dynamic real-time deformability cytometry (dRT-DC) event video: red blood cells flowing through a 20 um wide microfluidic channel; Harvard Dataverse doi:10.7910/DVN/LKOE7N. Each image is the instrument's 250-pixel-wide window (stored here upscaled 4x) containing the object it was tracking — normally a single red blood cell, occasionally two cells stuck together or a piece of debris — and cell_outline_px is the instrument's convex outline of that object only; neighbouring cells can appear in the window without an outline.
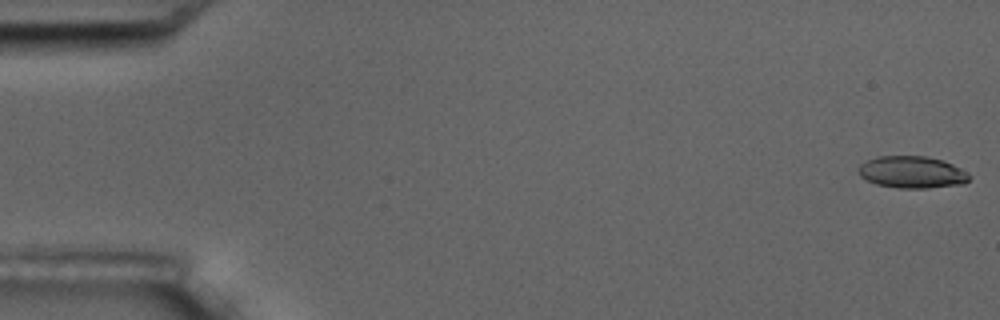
{"species": "common noctule bat (a hibernating species)", "species_latin": "Nyctalus noctula", "temperature_condition": "room temperature", "stored_images_in_passage": 8, "camera_frame_rate_fps": 3000, "um_per_image_px": 0.085, "animal": {"sex": "male", "body_mass_g": 17.5, "forearm_length_mm": 52.3}, "frame": {"image": 1, "passage_image": 1, "time_ms": 0.0, "image_size_px": [1000, 320], "cell_outline_px": [[972, 176], [964, 184], [928, 188], [896, 188], [876, 184], [860, 176], [856, 172], [856, 168], [860, 164], [876, 156], [924, 156], [944, 160], [952, 164]], "centroid_in_image_um": [77.49, 14.64], "position_along_channel_um": 7.5, "area_um2": 20.81}}